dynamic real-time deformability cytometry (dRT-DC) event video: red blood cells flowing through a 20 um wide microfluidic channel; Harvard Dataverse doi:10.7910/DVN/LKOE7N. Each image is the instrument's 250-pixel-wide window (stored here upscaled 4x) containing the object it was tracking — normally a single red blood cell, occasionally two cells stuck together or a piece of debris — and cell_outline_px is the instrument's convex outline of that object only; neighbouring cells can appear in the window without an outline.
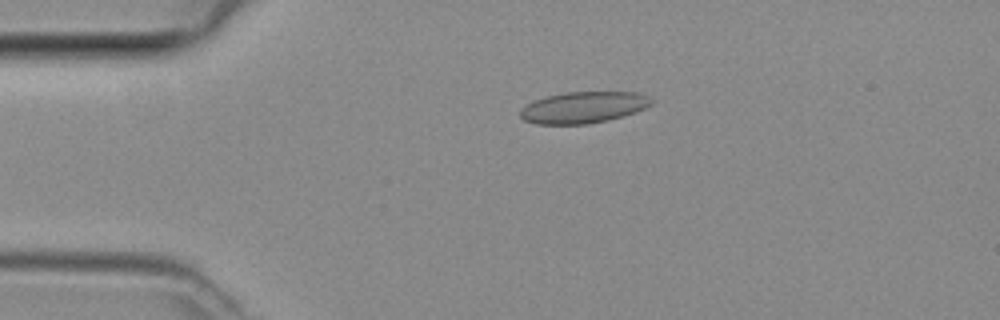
{"species": "common noctule bat (a hibernating species)", "species_latin": "Nyctalus noctula", "temperature_condition": "room temperature", "stored_images_in_passage": 31, "camera_frame_rate_fps": 3000, "um_per_image_px": 0.085, "animal": {"sex": "female", "body_mass_g": 29.2, "forearm_length_mm": 56.3}, "frame": {"image": 1, "passage_image": 1, "time_ms": 0.0, "image_size_px": [1000, 320], "cell_outline_px": [[656, 100], [652, 104], [636, 112], [608, 120], [588, 124], [536, 124], [524, 120], [520, 116], [520, 108], [536, 100], [548, 96], [568, 92], [636, 92], [648, 96]], "centroid_in_image_um": [49.62, 9.13], "position_along_channel_um": 35.4, "area_um2": 23.99}}
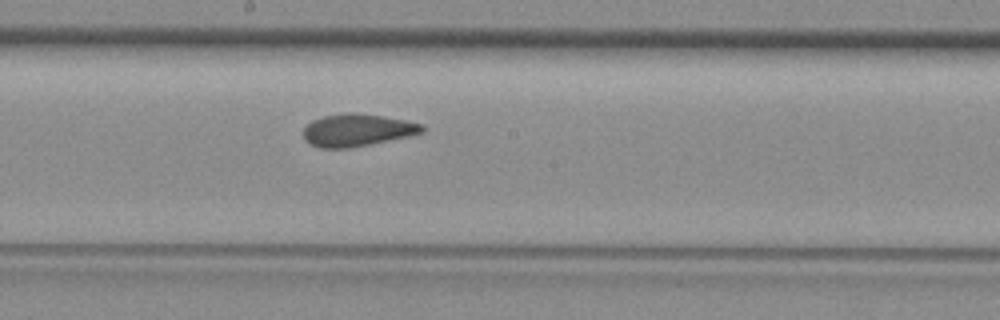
{"frame": {"image": 2, "passage_image": 16, "time_ms": 5.0, "image_size_px": [1000, 320], "cell_outline_px": [[424, 132], [408, 136], [348, 148], [320, 148], [308, 144], [304, 140], [304, 128], [312, 120], [324, 116], [348, 112], [356, 112], [384, 116], [408, 120], [424, 124]], "centroid_in_image_um": [30.36, 11.05], "position_along_channel_um": 217.8, "area_um2": 22.48}}
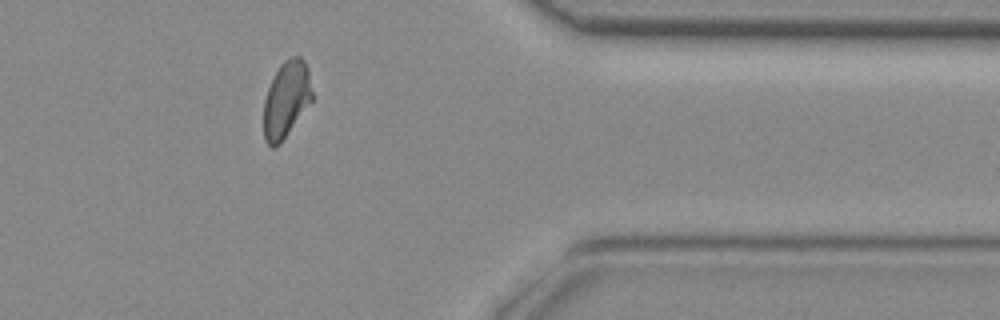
{"frame": {"image": 3, "passage_image": 29, "time_ms": 9.333, "image_size_px": [1000, 320], "cell_outline_px": [[312, 100], [280, 144], [276, 148], [272, 148], [264, 140], [264, 100], [268, 88], [280, 64], [284, 60], [292, 56], [300, 56], [304, 60], [308, 68], [312, 92]], "centroid_in_image_um": [24.33, 8.45], "position_along_channel_um": 387.1, "area_um2": 21.5}}